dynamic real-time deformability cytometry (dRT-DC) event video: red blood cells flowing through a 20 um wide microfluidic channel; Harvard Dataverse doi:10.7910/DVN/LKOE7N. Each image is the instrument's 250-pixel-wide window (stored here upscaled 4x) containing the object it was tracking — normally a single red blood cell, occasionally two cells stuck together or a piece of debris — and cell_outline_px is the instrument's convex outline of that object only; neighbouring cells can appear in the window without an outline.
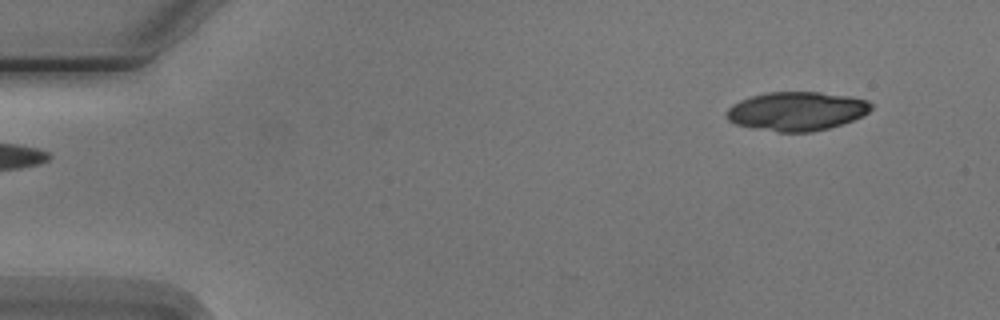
{"species": "Egyptian fruit bat (a non-hibernating species)", "species_latin": "Rousettus aegyptiacus", "temperature_condition": "cold", "stored_images_in_passage": 2, "camera_frame_rate_fps": 3000, "um_per_image_px": 0.085, "animal": {"sex": "male"}, "frame": {"image": 1, "passage_image": 2, "time_ms": 1.333, "image_size_px": [1000, 320], "cell_outline_px": [[872, 108], [868, 112], [852, 120], [828, 128], [812, 132], [776, 132], [736, 124], [728, 120], [728, 108], [732, 104], [740, 100], [752, 96], [768, 92], [820, 92], [848, 96], [868, 100], [872, 104]], "centroid_in_image_um": [67.72, 9.44], "position_along_channel_um": 17.3, "area_um2": 32.48}}